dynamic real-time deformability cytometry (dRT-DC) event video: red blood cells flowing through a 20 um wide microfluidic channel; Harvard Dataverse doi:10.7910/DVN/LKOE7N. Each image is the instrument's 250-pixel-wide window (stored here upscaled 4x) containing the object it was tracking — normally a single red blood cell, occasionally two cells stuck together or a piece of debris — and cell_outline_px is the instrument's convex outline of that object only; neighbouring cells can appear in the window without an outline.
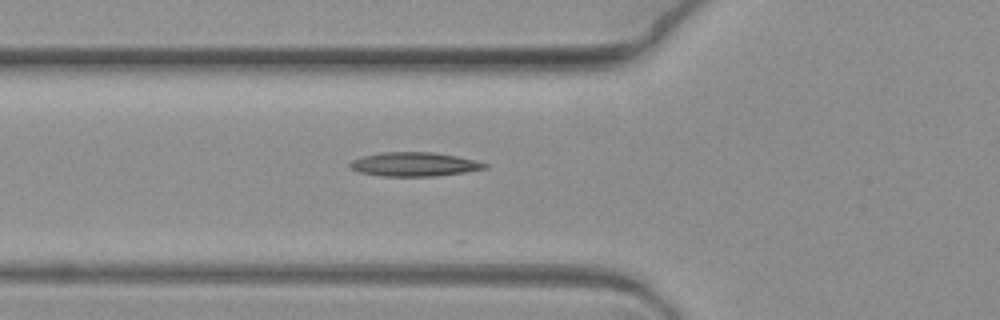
{"species": "common noctule bat (a hibernating species)", "species_latin": "Nyctalus noctula", "temperature_condition": "warm", "stored_images_in_passage": 3, "camera_frame_rate_fps": 3000, "um_per_image_px": 0.085, "animal": {"sex": "female", "body_mass_g": 19.3, "forearm_length_mm": 54.1}, "frame": {"image": 1, "passage_image": 3, "time_ms": 0.667, "image_size_px": [1000, 320], "cell_outline_px": [[488, 168], [464, 172], [436, 176], [380, 176], [360, 172], [352, 168], [348, 164], [352, 160], [364, 156], [380, 152], [432, 152], [456, 156], [476, 160], [488, 164]], "centroid_in_image_um": [35.23, 13.96], "position_along_channel_um": 90.6, "area_um2": 18.79}}